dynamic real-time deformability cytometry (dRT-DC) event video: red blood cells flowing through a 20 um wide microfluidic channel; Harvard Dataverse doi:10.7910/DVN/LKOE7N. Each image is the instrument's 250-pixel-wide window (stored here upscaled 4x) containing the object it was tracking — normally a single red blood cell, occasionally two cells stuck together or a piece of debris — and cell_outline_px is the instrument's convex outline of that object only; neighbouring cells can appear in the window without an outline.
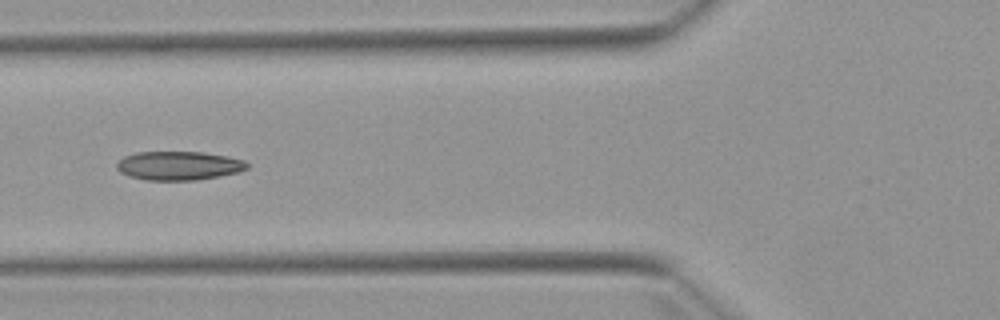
{"species": "Egyptian fruit bat (a non-hibernating species)", "species_latin": "Rousettus aegyptiacus", "temperature_condition": "warm", "stored_images_in_passage": 6, "camera_frame_rate_fps": 3000, "um_per_image_px": 0.085, "animal": {"sex": "female"}, "frame": {"image": 1, "passage_image": 6, "time_ms": 6.0, "image_size_px": [1000, 320], "cell_outline_px": [[248, 168], [240, 172], [220, 176], [196, 180], [144, 180], [128, 176], [120, 172], [116, 168], [116, 164], [124, 156], [136, 152], [204, 152], [228, 156], [244, 160], [248, 164]], "centroid_in_image_um": [15.2, 14.08], "position_along_channel_um": 110.6, "area_um2": 22.08}}